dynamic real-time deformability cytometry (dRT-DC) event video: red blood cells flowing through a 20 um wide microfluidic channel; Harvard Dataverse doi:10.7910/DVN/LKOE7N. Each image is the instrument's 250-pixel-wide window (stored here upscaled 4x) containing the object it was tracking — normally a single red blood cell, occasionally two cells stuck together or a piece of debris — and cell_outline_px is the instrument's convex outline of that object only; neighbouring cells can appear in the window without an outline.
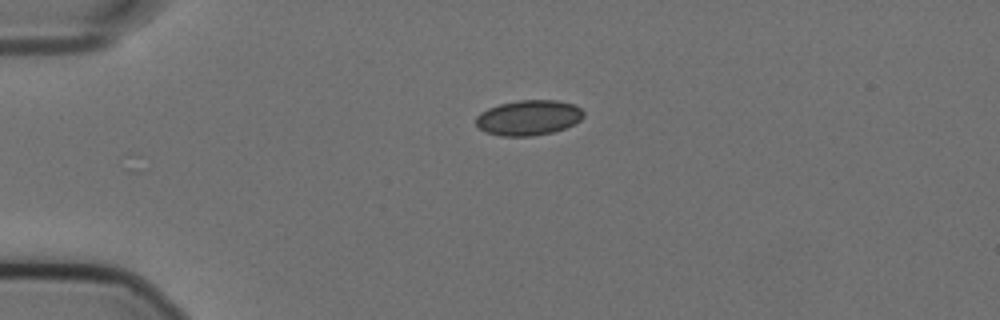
{"species": "Egyptian fruit bat (a non-hibernating species)", "species_latin": "Rousettus aegyptiacus", "temperature_condition": "cold", "stored_images_in_passage": 44, "camera_frame_rate_fps": 3000, "um_per_image_px": 0.085, "animal": {"sex": "female"}, "frame": {"image": 1, "passage_image": 1, "time_ms": 0.0, "image_size_px": [1000, 320], "cell_outline_px": [[584, 116], [580, 120], [564, 128], [552, 132], [532, 136], [500, 136], [484, 132], [476, 124], [476, 116], [480, 112], [488, 108], [500, 104], [516, 100], [556, 100], [572, 104], [580, 108], [584, 112]], "centroid_in_image_um": [44.9, 10.0], "position_along_channel_um": 40.1, "area_um2": 22.08}}
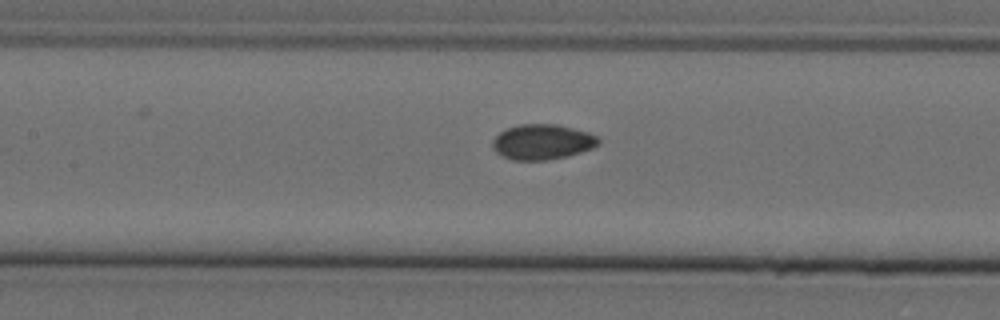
{"frame": {"image": 2, "passage_image": 14, "time_ms": 4.333, "image_size_px": [1000, 320], "cell_outline_px": [[600, 144], [592, 148], [568, 156], [548, 160], [512, 160], [500, 156], [492, 148], [492, 140], [500, 132], [508, 128], [520, 124], [556, 124], [588, 132], [600, 136]], "centroid_in_image_um": [46.1, 12.07], "position_along_channel_um": 161.3, "area_um2": 21.96}}
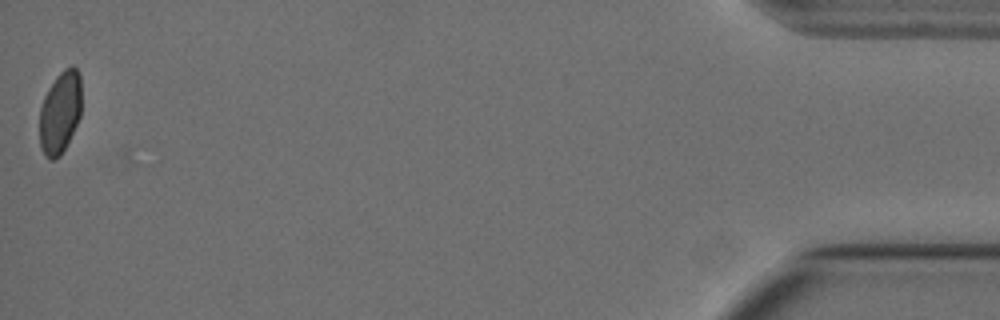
{"frame": {"image": 3, "passage_image": 44, "time_ms": 14.333, "image_size_px": [1000, 320], "cell_outline_px": [[80, 116], [60, 156], [52, 160], [48, 160], [44, 156], [40, 148], [40, 108], [44, 96], [48, 88], [56, 76], [64, 68], [72, 64], [80, 72]], "centroid_in_image_um": [5.09, 9.53], "position_along_channel_um": 430.1, "area_um2": 20.11}, "authors_computed_cell_mechanics": {"area_um2": 21.675, "velocity_mm_per_s": 3.582, "shape_relaxation_time_tau1_ms": null, "shape_relaxation_time_tau2_ms": 1.8194, "deformation_change_tau1": null, "deformation_change_tau2": 0.0357}}